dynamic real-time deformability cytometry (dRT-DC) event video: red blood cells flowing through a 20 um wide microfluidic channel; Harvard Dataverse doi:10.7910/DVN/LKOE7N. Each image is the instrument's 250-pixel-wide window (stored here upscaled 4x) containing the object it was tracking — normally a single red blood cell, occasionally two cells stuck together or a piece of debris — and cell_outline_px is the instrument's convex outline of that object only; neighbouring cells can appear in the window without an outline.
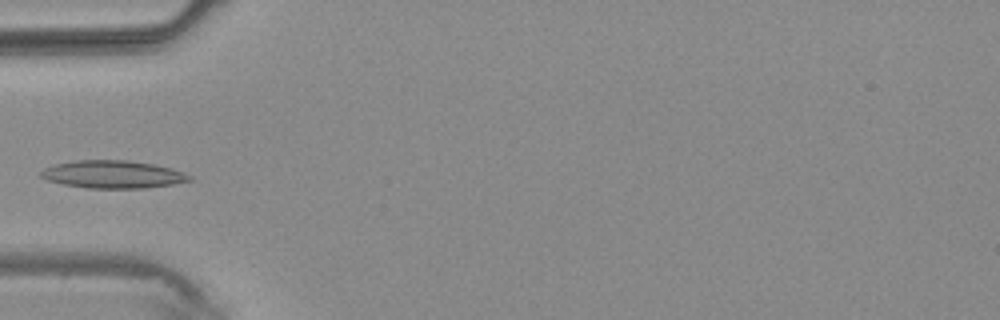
{"species": "common noctule bat (a hibernating species)", "species_latin": "Nyctalus noctula", "temperature_condition": "warm", "stored_images_in_passage": 3, "camera_frame_rate_fps": 3000, "um_per_image_px": 0.085, "animal": {"sex": "male", "body_mass_g": 20.4}, "frame": {"image": 1, "passage_image": 3, "time_ms": 2.333, "image_size_px": [1000, 320], "cell_outline_px": [[192, 180], [172, 184], [144, 188], [88, 188], [64, 184], [44, 180], [40, 176], [40, 172], [44, 168], [56, 164], [76, 160], [128, 160], [152, 164], [172, 168], [192, 176]], "centroid_in_image_um": [9.57, 14.82], "position_along_channel_um": 75.4, "area_um2": 23.93}}